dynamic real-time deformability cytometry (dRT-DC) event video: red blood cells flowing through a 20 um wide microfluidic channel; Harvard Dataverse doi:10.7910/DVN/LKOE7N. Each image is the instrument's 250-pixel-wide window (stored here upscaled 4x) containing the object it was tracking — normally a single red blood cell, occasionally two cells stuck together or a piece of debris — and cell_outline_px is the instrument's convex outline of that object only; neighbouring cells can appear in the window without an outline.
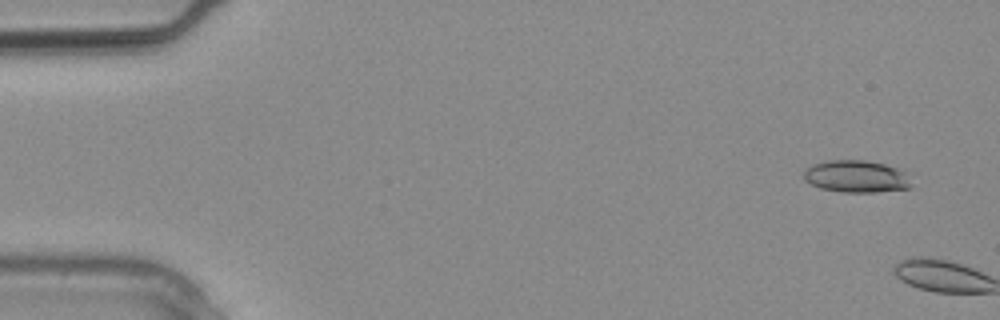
{"species": "common noctule bat (a hibernating species)", "species_latin": "Nyctalus noctula", "temperature_condition": "warm", "stored_images_in_passage": 3, "camera_frame_rate_fps": 3000, "um_per_image_px": 0.085, "animal": {"sex": "male", "body_mass_g": 20.4}, "frame": {"image": 1, "passage_image": 2, "time_ms": 0.333, "image_size_px": [1000, 320], "cell_outline_px": [[912, 188], [876, 192], [844, 192], [820, 188], [804, 180], [804, 172], [812, 164], [828, 160], [864, 160], [884, 164], [896, 168], [904, 172], [912, 184]], "centroid_in_image_um": [72.78, 15.0], "position_along_channel_um": 12.2, "area_um2": 20.06}}